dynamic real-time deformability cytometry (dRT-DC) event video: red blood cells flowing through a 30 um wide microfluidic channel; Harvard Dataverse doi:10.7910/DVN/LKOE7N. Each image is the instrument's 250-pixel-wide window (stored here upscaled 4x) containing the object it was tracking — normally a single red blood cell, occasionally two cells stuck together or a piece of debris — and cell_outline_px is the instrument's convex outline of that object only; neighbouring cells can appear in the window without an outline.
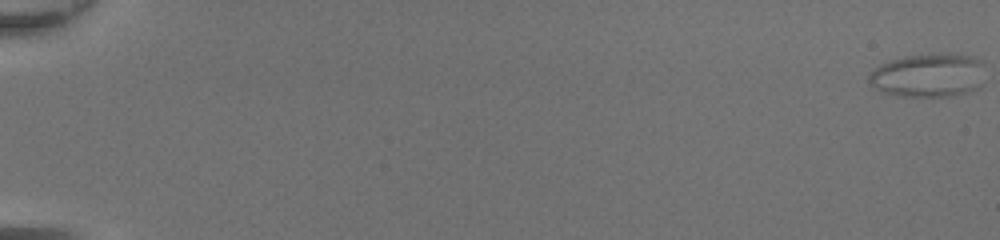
{"species": "common noctule bat (a hibernating species)", "species_latin": "Nyctalus noctula", "temperature_condition": "room temperature", "stored_images_in_passage": 50, "camera_frame_rate_fps": 3000, "um_per_image_px": 0.085, "animal": {"sex": "female", "body_mass_g": 20.0, "forearm_length_mm": 54.0}, "frame": {"image": 1, "passage_image": 1, "time_ms": 0.0, "image_size_px": [1000, 240], "cell_outline_px": [[984, 84], [980, 88], [968, 92], [952, 96], [896, 96], [884, 92], [868, 84], [868, 76], [872, 68], [880, 64], [904, 56], [940, 52], [948, 52], [976, 56], [984, 60]], "centroid_in_image_um": [78.98, 6.37], "position_along_channel_um": 6.0, "area_um2": 30.69}}
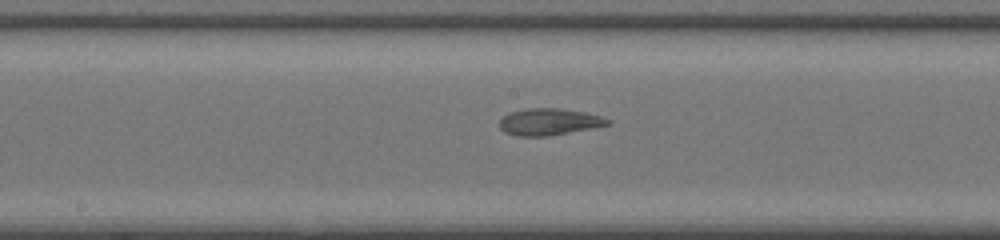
{"frame": {"image": 2, "passage_image": 29, "time_ms": 9.333, "image_size_px": [1000, 240], "cell_outline_px": [[612, 124], [592, 128], [548, 136], [516, 136], [504, 132], [500, 128], [500, 120], [504, 116], [512, 112], [528, 108], [560, 108], [584, 112], [600, 116], [612, 120]], "centroid_in_image_um": [46.7, 10.36], "position_along_channel_um": 201.5, "area_um2": 16.82}}
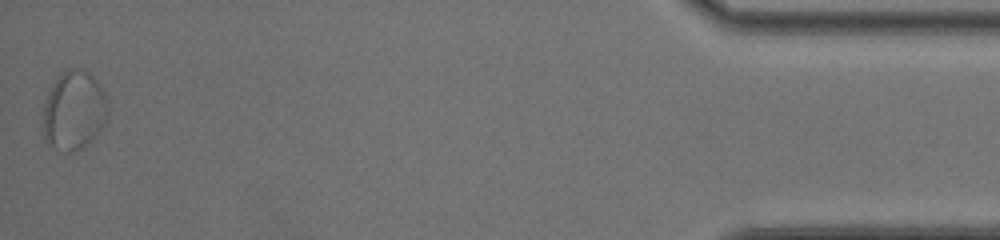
{"frame": {"image": 3, "passage_image": 50, "time_ms": 16.333, "image_size_px": [1000, 240], "cell_outline_px": [[108, 116], [104, 124], [92, 140], [88, 144], [72, 152], [64, 152], [52, 148], [48, 144], [44, 136], [44, 104], [48, 92], [56, 76], [68, 68], [80, 68], [88, 72], [96, 80], [104, 92], [108, 104]], "centroid_in_image_um": [6.29, 9.39], "position_along_channel_um": 428.9, "area_um2": 30.11}, "authors_computed_cell_mechanics": {"area_um2": 20.4323, "velocity_mm_per_s": 4.3776, "shape_relaxation_time_tau1_ms": null, "shape_relaxation_time_tau2_ms": 2.3514, "deformation_change_tau1": null, "deformation_change_tau2": 0.1036}}